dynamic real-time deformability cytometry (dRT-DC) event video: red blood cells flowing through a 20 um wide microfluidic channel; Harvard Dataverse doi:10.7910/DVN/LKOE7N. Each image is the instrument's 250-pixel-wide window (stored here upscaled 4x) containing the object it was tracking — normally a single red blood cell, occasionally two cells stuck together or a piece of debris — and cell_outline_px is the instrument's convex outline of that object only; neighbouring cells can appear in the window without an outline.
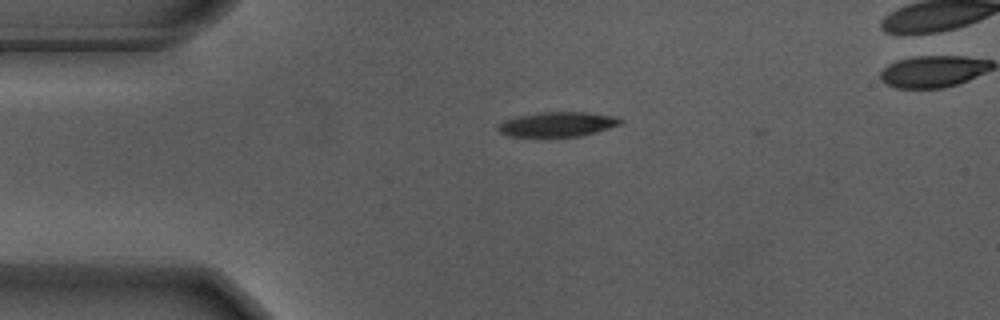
{"species": "Egyptian fruit bat (a non-hibernating species)", "species_latin": "Rousettus aegyptiacus", "temperature_condition": "warm", "stored_images_in_passage": 5, "camera_frame_rate_fps": 3000, "um_per_image_px": 0.085, "animal": {"sex": "male"}, "frame": {"image": 1, "passage_image": 1, "time_ms": 0.0, "image_size_px": [1000, 320], "cell_outline_px": [[624, 124], [596, 132], [580, 136], [508, 136], [500, 132], [496, 128], [504, 120], [520, 116], [544, 112], [584, 112], [616, 116], [624, 120]], "centroid_in_image_um": [47.46, 10.56], "position_along_channel_um": 37.5, "area_um2": 17.51}}